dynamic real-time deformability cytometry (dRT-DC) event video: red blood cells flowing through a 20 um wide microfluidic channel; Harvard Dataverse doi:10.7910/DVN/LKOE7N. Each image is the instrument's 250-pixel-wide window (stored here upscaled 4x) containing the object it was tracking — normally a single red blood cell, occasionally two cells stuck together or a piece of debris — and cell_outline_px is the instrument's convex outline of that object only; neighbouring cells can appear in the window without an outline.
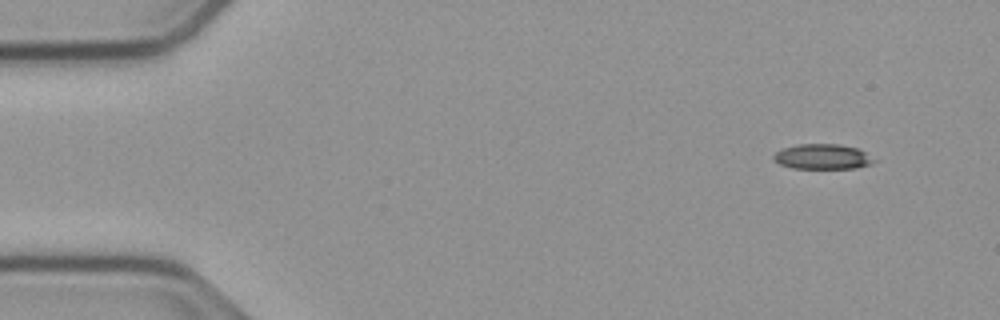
{"species": "common noctule bat (a hibernating species)", "species_latin": "Nyctalus noctula", "temperature_condition": "cold", "stored_images_in_passage": 51, "camera_frame_rate_fps": 3000, "um_per_image_px": 0.085, "animal": {"sex": "male", "body_mass_g": 23.1, "forearm_length_mm": 52.7}, "frame": {"image": 1, "passage_image": 1, "time_ms": 0.0, "image_size_px": [1000, 320], "cell_outline_px": [[880, 160], [872, 164], [856, 168], [792, 168], [780, 164], [772, 160], [772, 156], [780, 148], [800, 144], [840, 144], [856, 148]], "centroid_in_image_um": [69.92, 13.32], "position_along_channel_um": 15.1, "area_um2": 14.91}}
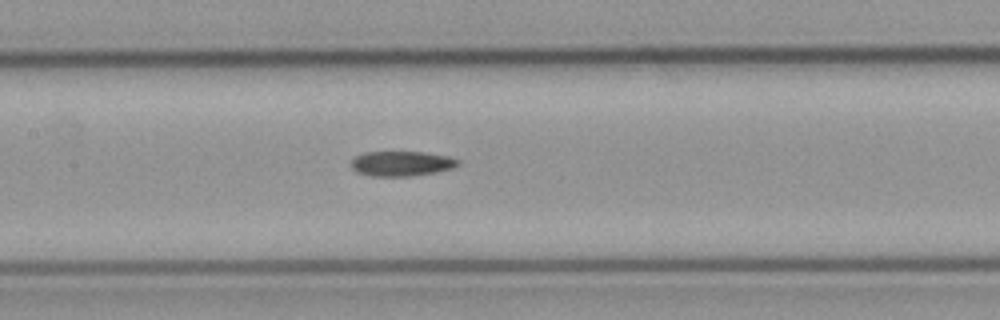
{"frame": {"image": 2, "passage_image": 22, "time_ms": 7.0, "image_size_px": [1000, 320], "cell_outline_px": [[460, 164], [452, 168], [436, 172], [408, 176], [368, 176], [356, 172], [352, 168], [352, 160], [356, 156], [364, 152], [424, 152], [448, 156], [460, 160]], "centroid_in_image_um": [34.13, 13.9], "position_along_channel_um": 173.3, "area_um2": 15.55}}
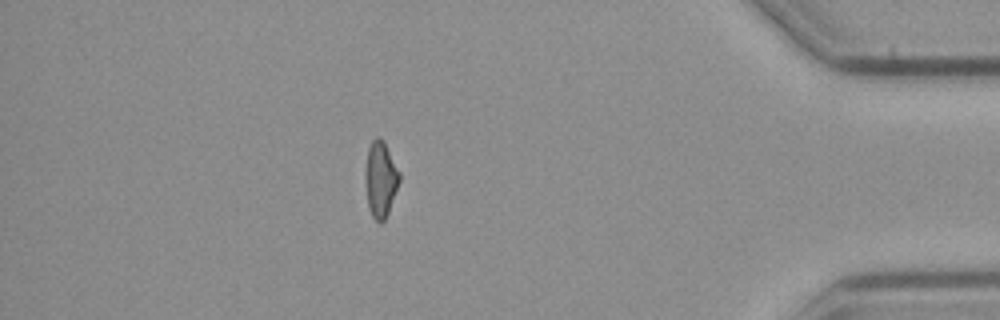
{"frame": {"image": 3, "passage_image": 44, "time_ms": 14.333, "image_size_px": [1000, 320], "cell_outline_px": [[400, 180], [388, 212], [384, 220], [380, 224], [372, 216], [368, 208], [364, 184], [364, 172], [368, 148], [372, 140], [376, 136], [380, 136], [384, 140], [400, 172]], "centroid_in_image_um": [32.32, 15.2], "position_along_channel_um": 402.9, "area_um2": 15.43}}